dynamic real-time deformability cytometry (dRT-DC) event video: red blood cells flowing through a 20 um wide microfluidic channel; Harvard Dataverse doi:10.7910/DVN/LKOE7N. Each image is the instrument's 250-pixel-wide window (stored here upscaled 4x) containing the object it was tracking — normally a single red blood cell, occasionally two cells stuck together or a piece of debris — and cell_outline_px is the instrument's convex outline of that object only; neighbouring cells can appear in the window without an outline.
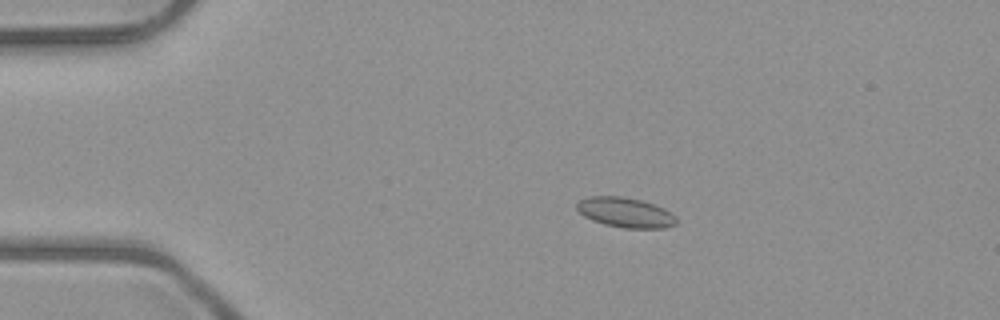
{"species": "common noctule bat (a hibernating species)", "species_latin": "Nyctalus noctula", "temperature_condition": "room temperature", "stored_images_in_passage": 52, "camera_frame_rate_fps": 3000, "um_per_image_px": 0.085, "animal": {"sex": "male", "body_mass_g": 23.1, "forearm_length_mm": 52.7}, "frame": {"image": 1, "passage_image": 11, "time_ms": 3.333, "image_size_px": [1000, 320], "cell_outline_px": [[676, 224], [664, 228], [624, 228], [604, 224], [592, 220], [584, 216], [576, 208], [576, 204], [580, 200], [588, 196], [620, 196], [640, 200], [664, 208], [676, 216]], "centroid_in_image_um": [53.15, 18.06], "position_along_channel_um": 31.9, "area_um2": 17.28}}
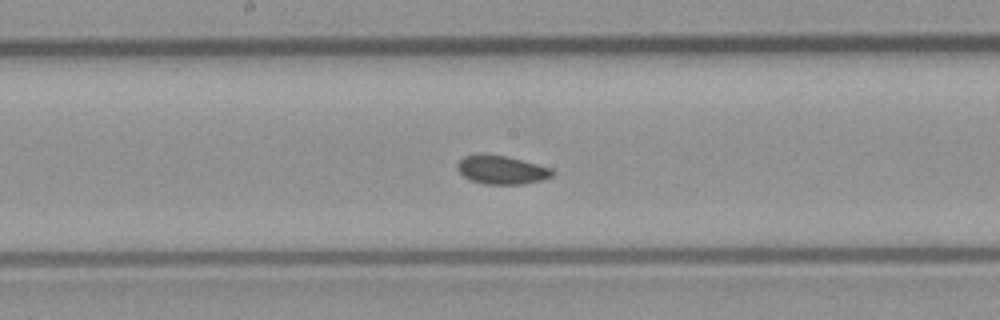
{"frame": {"image": 2, "passage_image": 28, "time_ms": 9.0, "image_size_px": [1000, 320], "cell_outline_px": [[556, 172], [552, 176], [540, 180], [524, 184], [484, 184], [472, 180], [464, 176], [456, 168], [456, 164], [464, 156], [484, 152], [504, 156], [552, 168]], "centroid_in_image_um": [42.61, 14.42], "position_along_channel_um": 205.6, "area_um2": 15.84}}
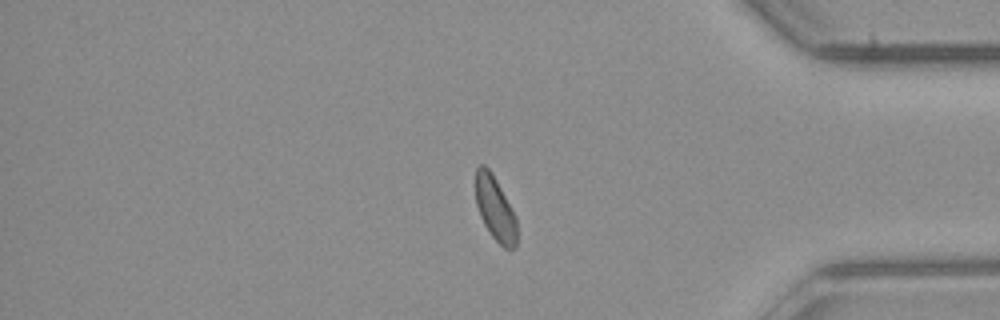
{"frame": {"image": 3, "passage_image": 44, "time_ms": 14.333, "image_size_px": [1000, 320], "cell_outline_px": [[516, 248], [504, 248], [492, 236], [484, 224], [480, 216], [476, 204], [476, 168], [480, 164], [484, 164], [492, 172], [516, 216]], "centroid_in_image_um": [42.08, 17.71], "position_along_channel_um": 393.1, "area_um2": 15.32}, "authors_computed_cell_mechanics": {"area_um2": 16.1262, "velocity_mm_per_s": 4.0, "shape_relaxation_time_tau1_ms": null, "shape_relaxation_time_tau2_ms": 3.3355, "deformation_change_tau1": null, "deformation_change_tau2": 0.067}}